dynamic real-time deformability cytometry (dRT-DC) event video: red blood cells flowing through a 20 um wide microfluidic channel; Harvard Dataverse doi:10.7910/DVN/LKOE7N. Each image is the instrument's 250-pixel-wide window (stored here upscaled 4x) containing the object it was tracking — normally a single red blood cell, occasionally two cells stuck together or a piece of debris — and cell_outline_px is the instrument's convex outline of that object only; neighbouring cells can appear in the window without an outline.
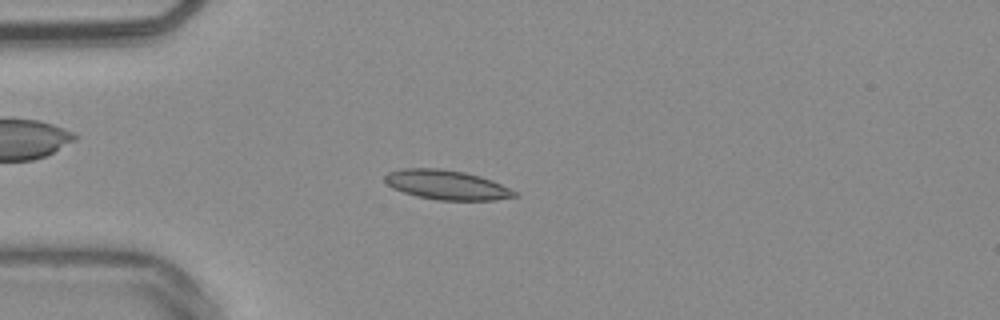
{"species": "common noctule bat (a hibernating species)", "species_latin": "Nyctalus noctula", "temperature_condition": "warm", "stored_images_in_passage": 40, "camera_frame_rate_fps": 3000, "um_per_image_px": 0.085, "animal": {"sex": "male", "body_mass_g": 20.4}, "frame": {"image": 1, "passage_image": 1, "time_ms": 0.0, "image_size_px": [1000, 320], "cell_outline_px": [[520, 196], [496, 200], [436, 200], [416, 196], [392, 188], [384, 180], [384, 176], [388, 172], [400, 168], [440, 168], [464, 172], [480, 176], [492, 180], [516, 192]], "centroid_in_image_um": [37.95, 15.71], "position_along_channel_um": 47.0, "area_um2": 22.37}}
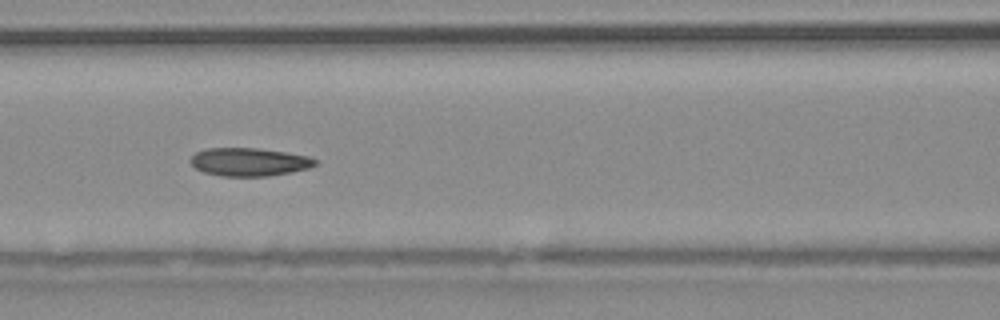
{"frame": {"image": 2, "passage_image": 10, "time_ms": 3.0, "image_size_px": [1000, 320], "cell_outline_px": [[320, 160], [316, 164], [308, 168], [292, 172], [268, 176], [220, 176], [204, 172], [196, 168], [188, 160], [196, 152], [204, 148], [256, 148], [284, 152], [308, 156]], "centroid_in_image_um": [21.17, 13.76], "position_along_channel_um": 145.4, "area_um2": 20.52}}
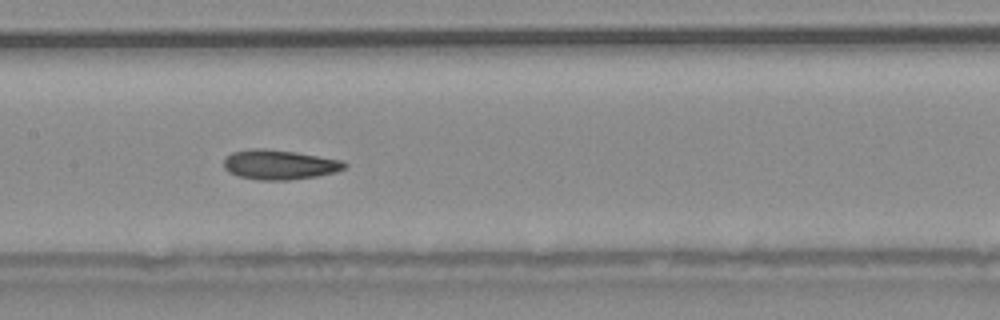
{"frame": {"image": 3, "passage_image": 13, "time_ms": 4.0, "image_size_px": [1000, 320], "cell_outline_px": [[348, 164], [344, 168], [336, 172], [316, 176], [288, 180], [256, 180], [236, 176], [228, 172], [224, 168], [224, 160], [232, 152], [252, 148], [264, 148], [296, 152], [344, 160]], "centroid_in_image_um": [23.75, 13.99], "position_along_channel_um": 183.7, "area_um2": 21.1}, "authors_computed_cell_mechanics": {"area_um2": 20.5768, "velocity_mm_per_s": 3.8188, "shape_relaxation_time_tau1_ms": 7.4834, "shape_relaxation_time_tau2_ms": 2.389, "deformation_change_tau1": 0.1757, "deformation_change_tau2": 0.0841}}